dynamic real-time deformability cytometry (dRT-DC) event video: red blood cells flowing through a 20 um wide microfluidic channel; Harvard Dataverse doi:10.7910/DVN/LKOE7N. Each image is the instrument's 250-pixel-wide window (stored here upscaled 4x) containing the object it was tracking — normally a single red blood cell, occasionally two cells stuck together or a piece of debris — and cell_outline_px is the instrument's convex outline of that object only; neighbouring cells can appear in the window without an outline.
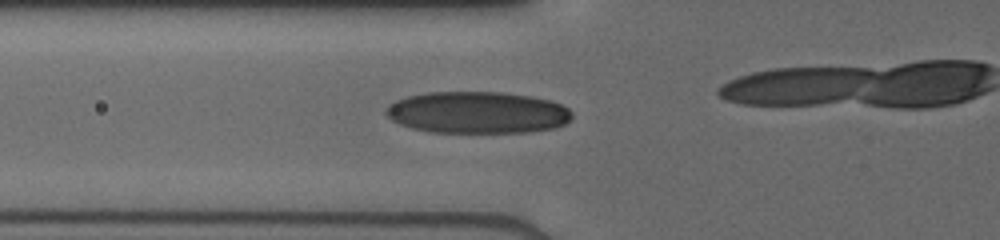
{"species": "human", "species_latin": "Homo sapiens", "temperature_condition": "cold", "stored_images_in_passage": 12, "camera_frame_rate_fps": 3000, "um_per_image_px": 0.085, "donor": {"sex": "male"}, "frame": {"image": 1, "passage_image": 11, "time_ms": 4.667, "image_size_px": [1000, 240], "cell_outline_px": [[572, 120], [556, 128], [528, 132], [428, 132], [412, 128], [400, 124], [392, 120], [384, 112], [396, 100], [408, 96], [428, 92], [504, 92], [532, 96], [552, 100], [568, 108], [572, 112]], "centroid_in_image_um": [40.64, 9.56], "position_along_channel_um": 85.2, "area_um2": 45.55}}